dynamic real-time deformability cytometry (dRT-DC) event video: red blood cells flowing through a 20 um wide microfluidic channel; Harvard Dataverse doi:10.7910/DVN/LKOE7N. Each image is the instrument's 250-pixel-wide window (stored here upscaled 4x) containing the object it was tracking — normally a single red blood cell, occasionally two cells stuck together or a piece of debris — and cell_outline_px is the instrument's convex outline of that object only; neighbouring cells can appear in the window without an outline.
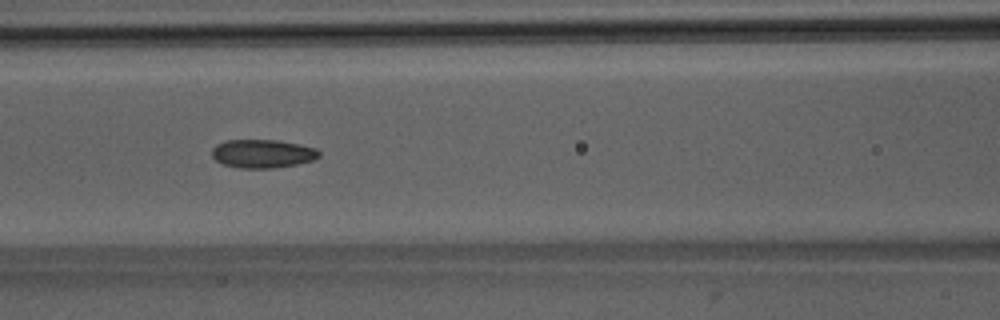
{"species": "Egyptian fruit bat (a non-hibernating species)", "species_latin": "Rousettus aegyptiacus", "temperature_condition": "room temperature", "stored_images_in_passage": 51, "camera_frame_rate_fps": 3000, "um_per_image_px": 0.085, "animal": {"sex": "male"}, "frame": {"image": 1, "passage_image": 22, "time_ms": 7.0, "image_size_px": [1000, 320], "cell_outline_px": [[320, 156], [312, 160], [296, 164], [272, 168], [240, 168], [224, 164], [216, 160], [212, 156], [212, 148], [216, 144], [224, 140], [276, 140], [300, 144], [316, 148], [320, 152]], "centroid_in_image_um": [22.31, 13.05], "position_along_channel_um": 144.3, "area_um2": 17.74}}
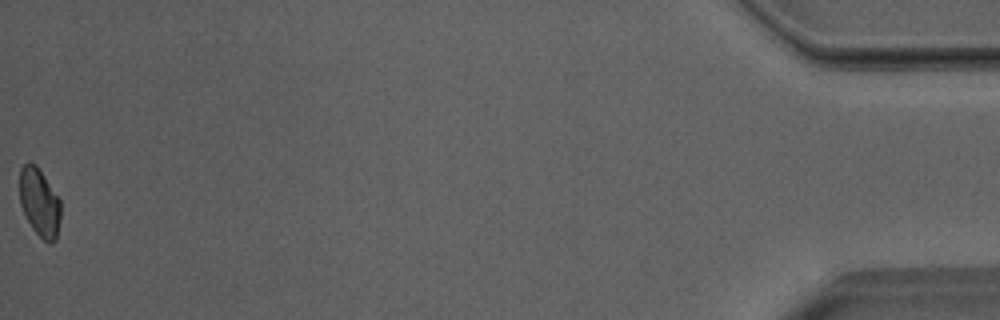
{"frame": {"image": 2, "passage_image": 51, "time_ms": 16.667, "image_size_px": [1000, 320], "cell_outline_px": [[60, 220], [56, 240], [52, 244], [48, 244], [32, 228], [20, 204], [20, 168], [28, 160], [36, 164], [60, 200]], "centroid_in_image_um": [3.36, 17.21], "position_along_channel_um": 431.8, "area_um2": 16.3}, "authors_computed_cell_mechanics": {"area_um2": 17.8024, "velocity_mm_per_s": 4.0082, "shape_relaxation_time_tau1_ms": 6.3418, "shape_relaxation_time_tau2_ms": 2.9163, "deformation_change_tau1": 0.1416, "deformation_change_tau2": 0.0833}}